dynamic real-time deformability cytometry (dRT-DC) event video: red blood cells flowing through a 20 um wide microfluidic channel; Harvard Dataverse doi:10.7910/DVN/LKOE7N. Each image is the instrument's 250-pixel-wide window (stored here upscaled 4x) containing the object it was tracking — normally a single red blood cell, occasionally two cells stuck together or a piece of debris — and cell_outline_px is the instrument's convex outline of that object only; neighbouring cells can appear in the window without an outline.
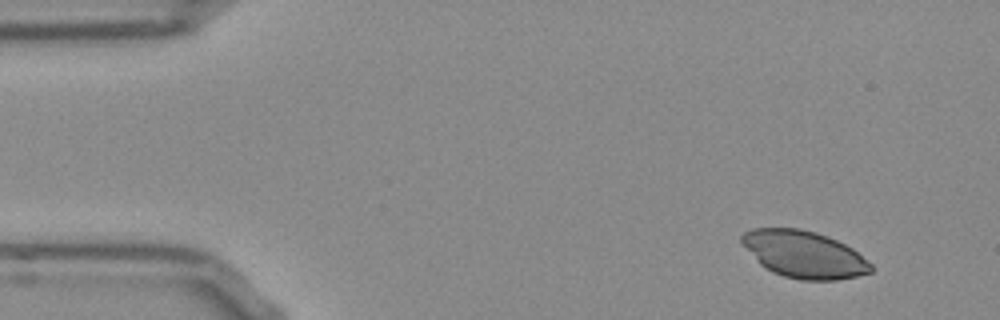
{"species": "Egyptian fruit bat (a non-hibernating species)", "species_latin": "Rousettus aegyptiacus", "temperature_condition": "room temperature", "stored_images_in_passage": 49, "camera_frame_rate_fps": 3000, "um_per_image_px": 0.085, "frame": {"image": 1, "passage_image": 1, "time_ms": 0.0, "image_size_px": [1000, 320], "cell_outline_px": [[872, 272], [856, 276], [836, 280], [800, 280], [784, 276], [772, 272], [764, 268], [756, 260], [740, 240], [740, 236], [744, 232], [752, 228], [800, 228], [816, 232], [828, 236], [852, 248], [872, 264]], "centroid_in_image_um": [68.33, 21.62], "position_along_channel_um": 16.7, "area_um2": 35.37}}